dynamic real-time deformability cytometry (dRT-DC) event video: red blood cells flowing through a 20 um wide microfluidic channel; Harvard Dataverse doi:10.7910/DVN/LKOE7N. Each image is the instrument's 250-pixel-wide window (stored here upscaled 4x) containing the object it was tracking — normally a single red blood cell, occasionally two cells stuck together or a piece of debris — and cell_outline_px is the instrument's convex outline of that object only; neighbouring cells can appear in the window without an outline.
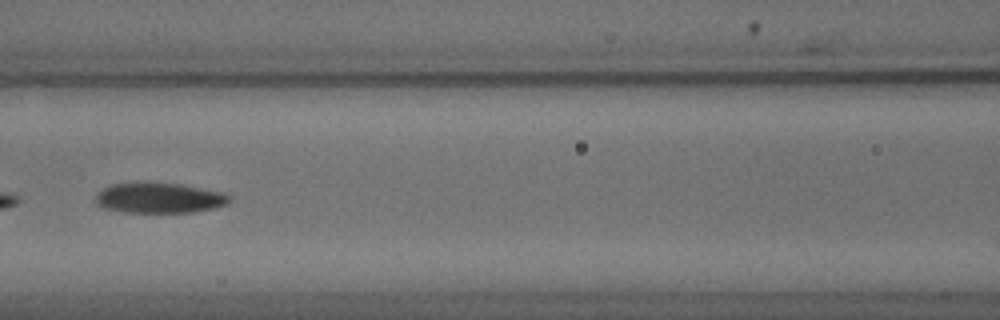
{"species": "common noctule bat (a hibernating species)", "species_latin": "Nyctalus noctula", "temperature_condition": "cold", "stored_images_in_passage": 25, "camera_frame_rate_fps": 3000, "um_per_image_px": 0.085, "animal": {"sex": "male", "body_mass_g": 18.8}, "frame": {"image": 1, "passage_image": 18, "time_ms": 5.667, "image_size_px": [1000, 320], "cell_outline_px": [[232, 200], [224, 204], [212, 208], [192, 212], [124, 212], [104, 208], [96, 204], [96, 196], [104, 188], [112, 184], [144, 180], [152, 180], [180, 184], [224, 192], [232, 196]], "centroid_in_image_um": [13.53, 16.78], "position_along_channel_um": 153.1, "area_um2": 24.16}}